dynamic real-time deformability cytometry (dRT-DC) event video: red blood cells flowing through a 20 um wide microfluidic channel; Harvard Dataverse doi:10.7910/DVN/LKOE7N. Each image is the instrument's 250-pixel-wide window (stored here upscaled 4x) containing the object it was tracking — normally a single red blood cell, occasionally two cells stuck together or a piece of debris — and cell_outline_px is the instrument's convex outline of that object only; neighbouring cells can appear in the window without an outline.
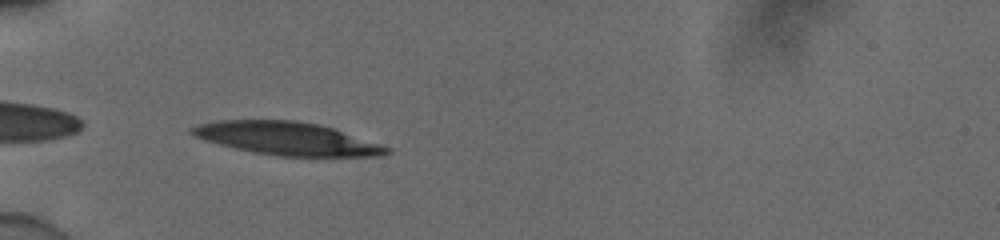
{"species": "human", "species_latin": "Homo sapiens", "temperature_condition": "cold", "stored_images_in_passage": 34, "camera_frame_rate_fps": 3000, "um_per_image_px": 0.085, "donor": {"sex": "male"}, "frame": {"image": 1, "passage_image": 1, "time_ms": 0.0, "image_size_px": [1000, 240], "cell_outline_px": [[392, 152], [376, 156], [276, 156], [236, 148], [220, 144], [196, 136], [188, 132], [192, 128], [200, 124], [220, 120], [296, 120], [320, 124], [392, 148]], "centroid_in_image_um": [24.43, 11.77], "position_along_channel_um": 60.6, "area_um2": 36.88}}
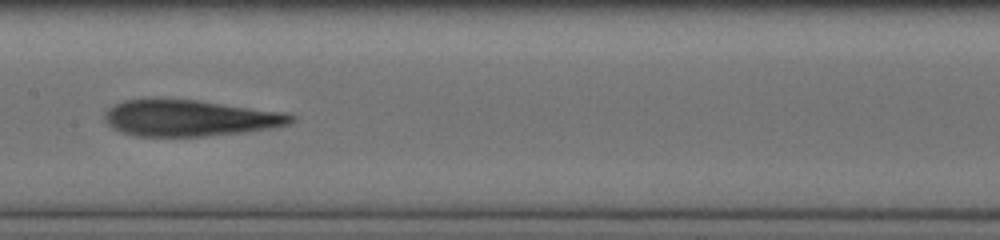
{"frame": {"image": 2, "passage_image": 12, "time_ms": 3.667, "image_size_px": [1000, 240], "cell_outline_px": [[296, 120], [288, 124], [268, 128], [240, 132], [204, 136], [136, 136], [120, 132], [112, 128], [104, 120], [104, 112], [112, 104], [124, 100], [196, 100], [284, 112], [296, 116]], "centroid_in_image_um": [16.08, 10.04], "position_along_channel_um": 191.3, "area_um2": 39.02}}
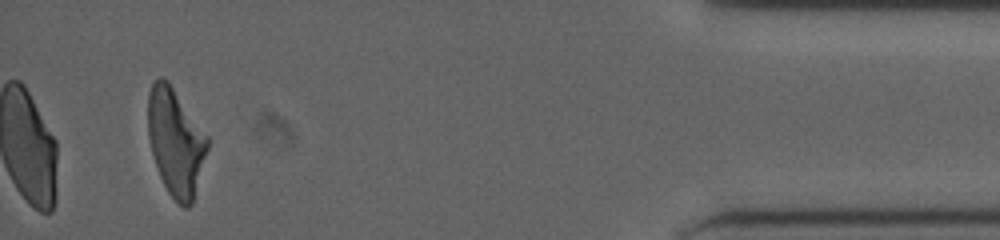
{"frame": {"image": 3, "passage_image": 34, "time_ms": 11.0, "image_size_px": [1000, 240], "cell_outline_px": [[208, 148], [192, 204], [188, 208], [184, 208], [168, 192], [160, 176], [152, 152], [148, 136], [148, 92], [152, 80], [160, 76], [168, 80], [208, 136]], "centroid_in_image_um": [14.92, 12.02], "position_along_channel_um": 420.3, "area_um2": 36.99}, "authors_computed_cell_mechanics": {"area_um2": 39.5352, "velocity_mm_per_s": 3.9125, "shape_relaxation_time_tau1_ms": 5.8772, "shape_relaxation_time_tau2_ms": 4.0995, "deformation_change_tau1": 0.2035, "deformation_change_tau2": 0.1694}}